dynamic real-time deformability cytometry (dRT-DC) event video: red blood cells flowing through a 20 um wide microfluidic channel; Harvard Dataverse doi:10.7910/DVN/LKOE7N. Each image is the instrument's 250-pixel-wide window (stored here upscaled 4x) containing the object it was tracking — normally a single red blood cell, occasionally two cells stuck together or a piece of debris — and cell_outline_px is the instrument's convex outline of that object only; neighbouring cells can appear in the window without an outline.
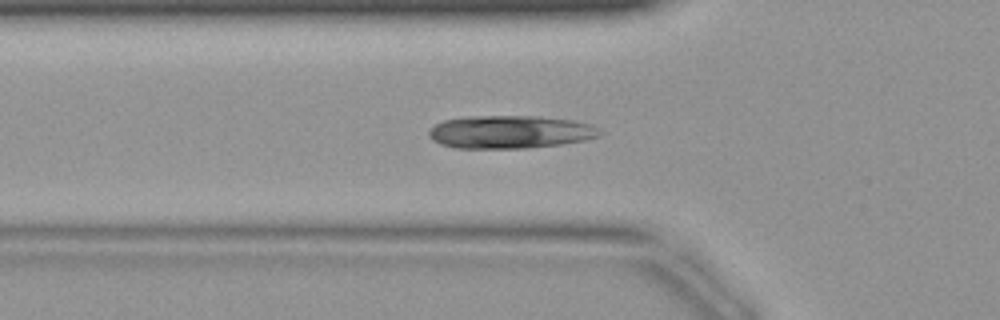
{"species": "common noctule bat (a hibernating species)", "species_latin": "Nyctalus noctula", "temperature_condition": "warm", "stored_images_in_passage": 34, "camera_frame_rate_fps": 3000, "um_per_image_px": 0.085, "animal": {"sex": "female", "body_mass_g": 19.9}, "frame": {"image": 1, "passage_image": 4, "time_ms": 1.0, "image_size_px": [1000, 320], "cell_outline_px": [[604, 132], [600, 136], [584, 140], [560, 144], [524, 148], [456, 148], [440, 144], [432, 140], [428, 136], [428, 132], [436, 124], [444, 120], [464, 116], [540, 116], [572, 120], [592, 124]], "centroid_in_image_um": [43.37, 11.21], "position_along_channel_um": 82.4, "area_um2": 33.0}}
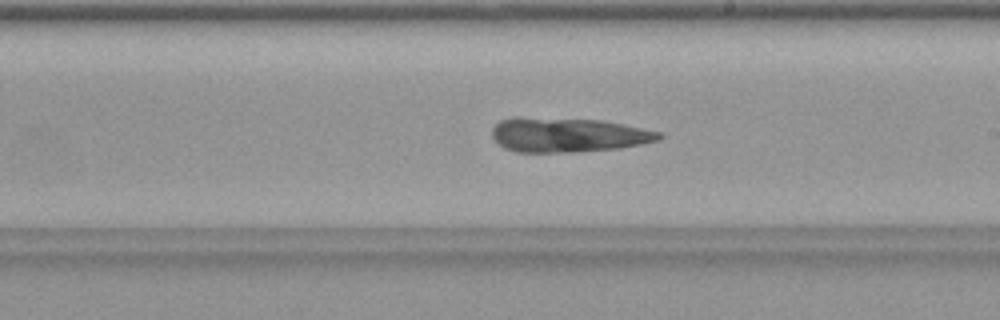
{"frame": {"image": 2, "passage_image": 14, "time_ms": 4.333, "image_size_px": [1000, 320], "cell_outline_px": [[664, 136], [660, 140], [620, 148], [576, 152], [516, 152], [504, 148], [492, 136], [492, 128], [500, 120], [516, 116], [520, 116], [600, 120], [624, 124], [660, 132]], "centroid_in_image_um": [48.26, 11.46], "position_along_channel_um": 240.7, "area_um2": 33.81}}
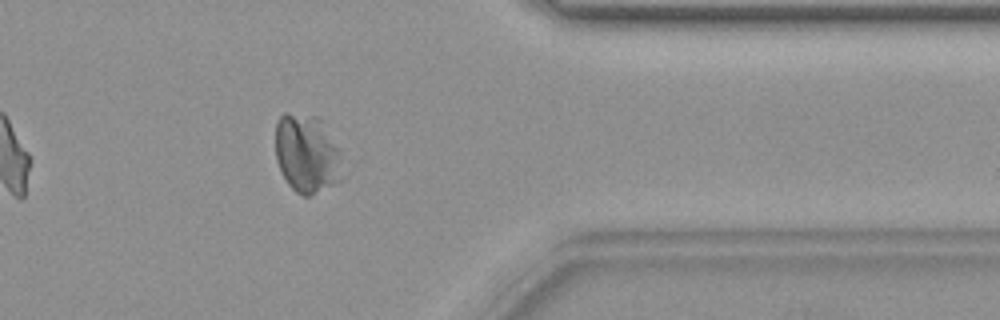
{"frame": {"image": 3, "passage_image": 24, "time_ms": 7.667, "image_size_px": [1000, 320], "cell_outline_px": [[340, 180], [308, 196], [304, 196], [296, 192], [288, 184], [280, 172], [276, 160], [276, 120], [284, 112], [288, 112], [316, 116], [324, 120], [340, 148]], "centroid_in_image_um": [26.07, 13.0], "position_along_channel_um": 385.3, "area_um2": 30.98}}